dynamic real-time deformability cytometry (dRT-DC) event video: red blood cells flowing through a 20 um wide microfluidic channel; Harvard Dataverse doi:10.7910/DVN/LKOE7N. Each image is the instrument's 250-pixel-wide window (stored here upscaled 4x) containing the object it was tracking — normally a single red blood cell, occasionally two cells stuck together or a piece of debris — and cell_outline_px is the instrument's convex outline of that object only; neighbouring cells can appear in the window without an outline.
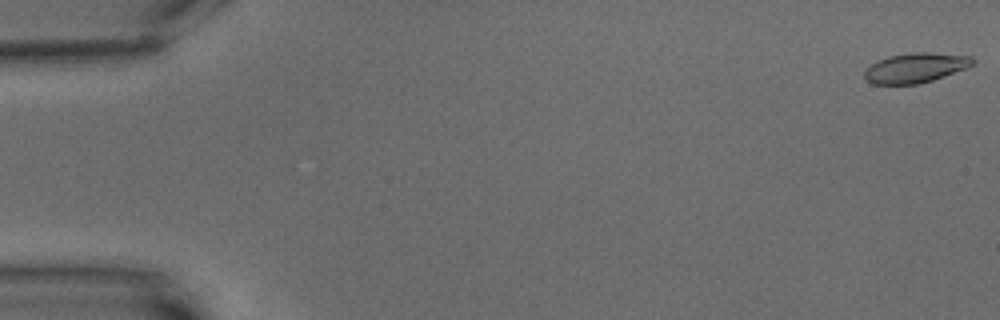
{"species": "common noctule bat (a hibernating species)", "species_latin": "Nyctalus noctula", "temperature_condition": "warm", "stored_images_in_passage": 6, "camera_frame_rate_fps": 3000, "um_per_image_px": 0.085, "animal": {"sex": "male", "body_mass_g": 15.6}, "frame": {"image": 1, "passage_image": 1, "time_ms": 0.0, "image_size_px": [1000, 320], "cell_outline_px": [[976, 60], [972, 64], [964, 68], [932, 80], [916, 84], [872, 84], [864, 76], [864, 72], [876, 60], [888, 56], [912, 52], [928, 52], [972, 56]], "centroid_in_image_um": [77.79, 5.75], "position_along_channel_um": 7.2, "area_um2": 18.55}}
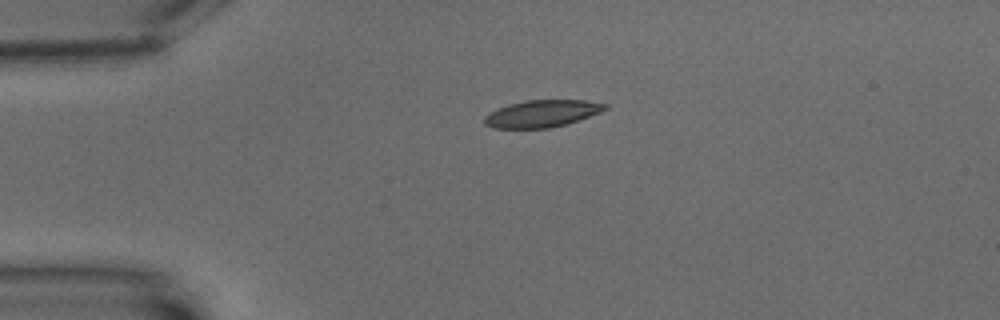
{"frame": {"image": 2, "passage_image": 5, "time_ms": 4.667, "image_size_px": [1000, 320], "cell_outline_px": [[608, 108], [600, 112], [564, 124], [548, 128], [492, 128], [484, 124], [484, 116], [488, 112], [496, 108], [508, 104], [524, 100], [584, 100], [608, 104]], "centroid_in_image_um": [46.0, 9.64], "position_along_channel_um": 39.0, "area_um2": 19.02}}